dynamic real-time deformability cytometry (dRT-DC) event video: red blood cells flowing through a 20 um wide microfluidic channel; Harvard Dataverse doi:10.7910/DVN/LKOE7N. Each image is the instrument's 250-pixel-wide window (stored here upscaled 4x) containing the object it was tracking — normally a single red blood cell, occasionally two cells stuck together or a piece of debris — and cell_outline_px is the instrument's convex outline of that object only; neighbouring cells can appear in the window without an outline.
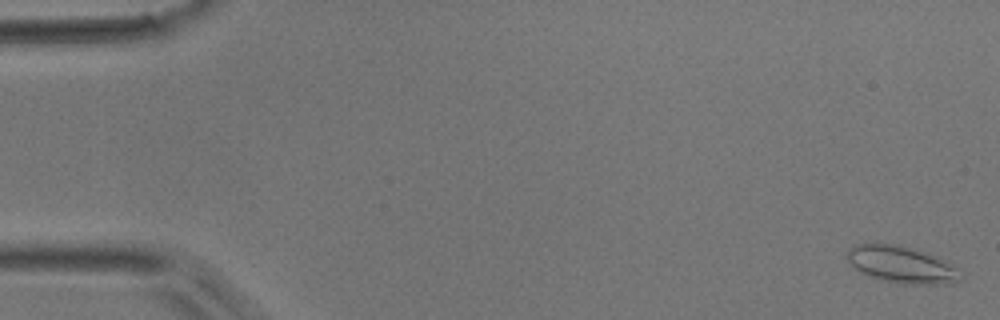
{"species": "common noctule bat (a hibernating species)", "species_latin": "Nyctalus noctula", "temperature_condition": "room temperature", "stored_images_in_passage": 51, "camera_frame_rate_fps": 3000, "um_per_image_px": 0.085, "animal": {"sex": "male", "body_mass_g": 17.9}, "frame": {"image": 1, "passage_image": 1, "time_ms": 0.0, "image_size_px": [1000, 320], "cell_outline_px": [[964, 276], [960, 280], [952, 284], [904, 284], [868, 276], [852, 268], [848, 260], [848, 248], [856, 244], [900, 244], [948, 260], [964, 272]], "centroid_in_image_um": [76.72, 22.5], "position_along_channel_um": 8.3, "area_um2": 24.8}}
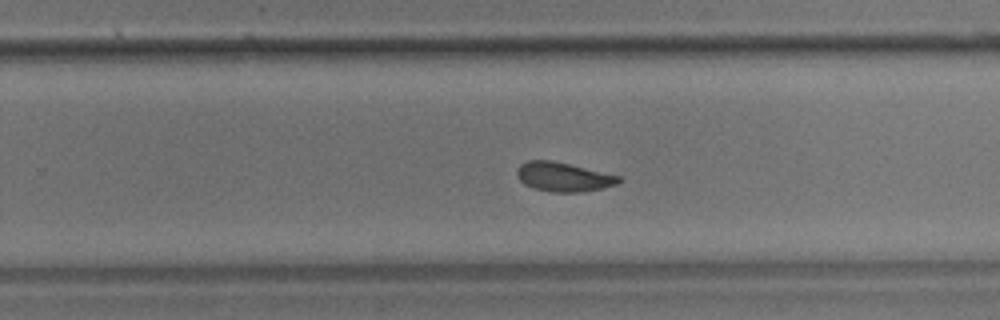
{"frame": {"image": 2, "passage_image": 32, "time_ms": 10.333, "image_size_px": [1000, 320], "cell_outline_px": [[624, 180], [616, 184], [600, 188], [580, 192], [552, 192], [532, 188], [524, 184], [516, 176], [516, 168], [520, 164], [528, 160], [552, 160], [620, 176]], "centroid_in_image_um": [47.84, 15.03], "position_along_channel_um": 282.0, "area_um2": 17.34}}
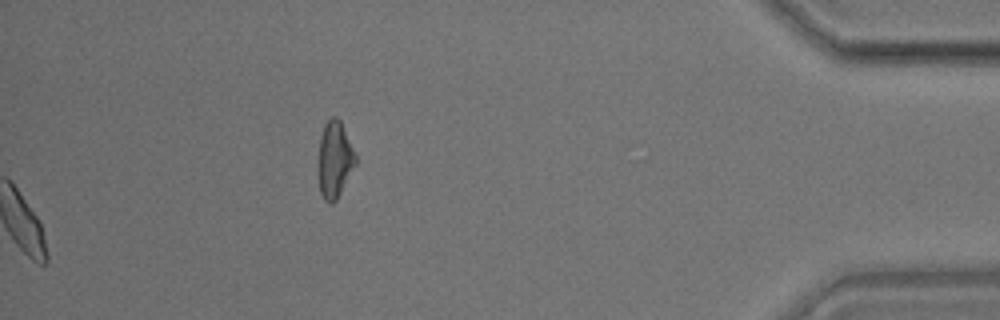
{"frame": {"image": 3, "passage_image": 51, "time_ms": 16.667, "image_size_px": [1000, 320], "cell_outline_px": [[356, 164], [336, 200], [332, 204], [328, 204], [324, 200], [320, 192], [316, 172], [316, 164], [320, 136], [324, 124], [332, 116], [336, 116], [340, 120], [356, 156]], "centroid_in_image_um": [28.38, 13.59], "position_along_channel_um": 406.8, "area_um2": 17.05}}